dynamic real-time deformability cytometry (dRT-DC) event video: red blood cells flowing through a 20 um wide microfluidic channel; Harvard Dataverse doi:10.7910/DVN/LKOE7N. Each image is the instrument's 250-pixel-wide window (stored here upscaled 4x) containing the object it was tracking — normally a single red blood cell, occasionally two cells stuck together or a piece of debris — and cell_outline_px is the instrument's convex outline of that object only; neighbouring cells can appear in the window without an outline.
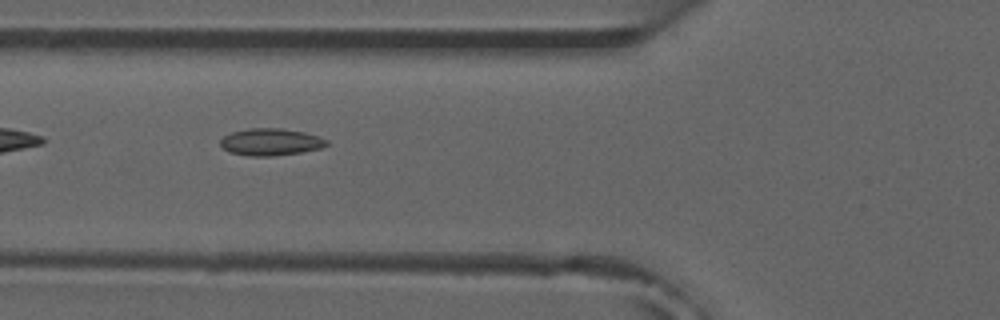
{"species": "common noctule bat (a hibernating species)", "species_latin": "Nyctalus noctula", "temperature_condition": "room temperature", "stored_images_in_passage": 8, "camera_frame_rate_fps": 3000, "um_per_image_px": 0.085, "animal": {"sex": "male", "forearm_length_mm": 52.5}, "frame": {"image": 1, "passage_image": 6, "time_ms": 6.0, "image_size_px": [1000, 320], "cell_outline_px": [[328, 144], [320, 148], [300, 152], [272, 156], [248, 156], [232, 152], [224, 148], [220, 144], [220, 140], [224, 136], [232, 132], [248, 128], [280, 128], [304, 132], [320, 136], [328, 140]], "centroid_in_image_um": [23.02, 12.06], "position_along_channel_um": 102.8, "area_um2": 16.65}}
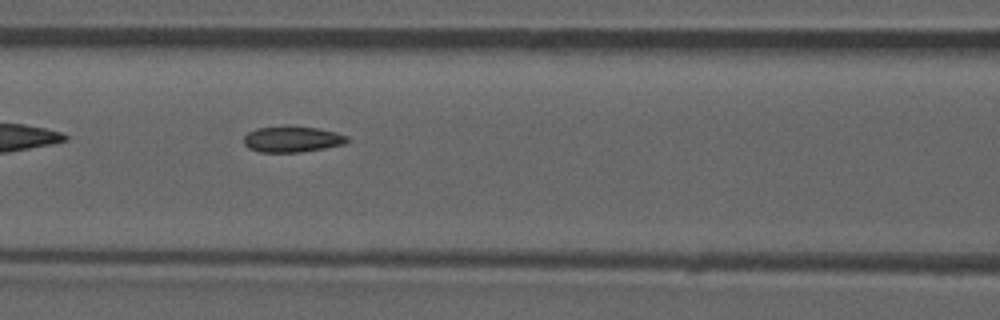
{"frame": {"image": 2, "passage_image": 7, "time_ms": 7.0, "image_size_px": [1000, 320], "cell_outline_px": [[348, 140], [344, 144], [324, 148], [300, 152], [260, 152], [248, 148], [244, 144], [244, 136], [248, 132], [256, 128], [288, 124], [316, 128], [336, 132], [348, 136]], "centroid_in_image_um": [24.8, 11.8], "position_along_channel_um": 141.8, "area_um2": 15.95}}